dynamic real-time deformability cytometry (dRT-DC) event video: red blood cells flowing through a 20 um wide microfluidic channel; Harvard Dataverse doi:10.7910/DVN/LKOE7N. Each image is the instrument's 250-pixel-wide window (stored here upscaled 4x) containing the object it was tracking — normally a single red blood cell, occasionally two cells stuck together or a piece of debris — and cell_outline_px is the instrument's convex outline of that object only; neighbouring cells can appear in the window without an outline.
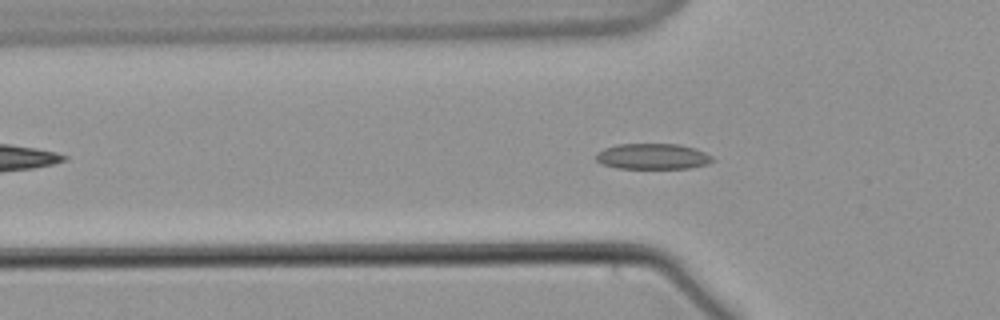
{"species": "common noctule bat (a hibernating species)", "species_latin": "Nyctalus noctula", "temperature_condition": "warm", "stored_images_in_passage": 61, "segment_of_instrument_passage": [1, 2], "camera_frame_rate_fps": 3000, "um_per_image_px": 0.085, "animal": {"sex": "male", "body_mass_g": 21.5, "forearm_length_mm": 52.0}, "frame": {"image": 1, "passage_image": 20, "time_ms": 6.333, "image_size_px": [1000, 320], "cell_outline_px": [[716, 160], [708, 164], [692, 168], [616, 168], [600, 164], [596, 160], [596, 152], [604, 148], [616, 144], [680, 144], [704, 152], [712, 156]], "centroid_in_image_um": [55.46, 13.3], "position_along_channel_um": 70.3, "area_um2": 17.63}}
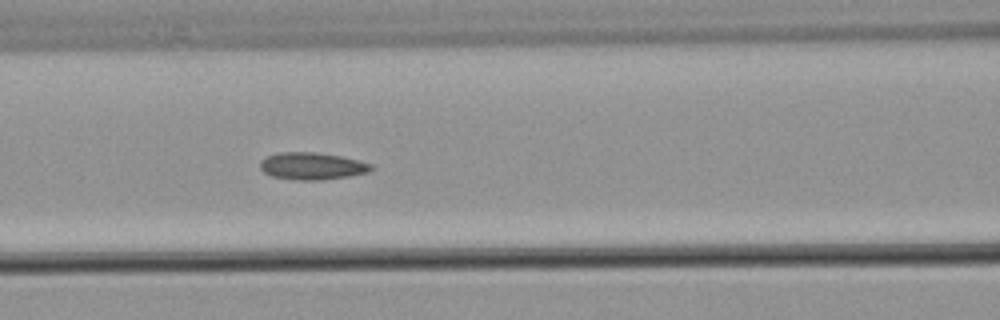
{"frame": {"image": 2, "passage_image": 26, "time_ms": 8.333, "image_size_px": [1000, 320], "cell_outline_px": [[376, 168], [368, 172], [348, 176], [320, 180], [296, 180], [272, 176], [264, 172], [260, 168], [260, 160], [264, 156], [280, 152], [316, 152], [340, 156], [372, 164]], "centroid_in_image_um": [26.5, 14.11], "position_along_channel_um": 140.1, "area_um2": 17.63}}
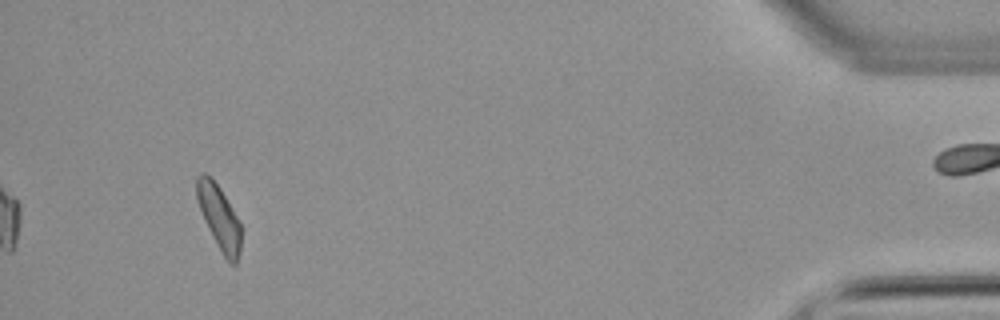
{"frame": {"image": 3, "passage_image": 56, "time_ms": 18.333, "image_size_px": [1000, 320], "cell_outline_px": [[240, 252], [236, 264], [232, 264], [224, 256], [216, 244], [204, 220], [196, 196], [196, 176], [200, 172], [204, 172], [212, 176], [220, 188], [236, 216], [240, 224]], "centroid_in_image_um": [18.6, 18.42], "position_along_channel_um": 416.6, "area_um2": 16.42}}